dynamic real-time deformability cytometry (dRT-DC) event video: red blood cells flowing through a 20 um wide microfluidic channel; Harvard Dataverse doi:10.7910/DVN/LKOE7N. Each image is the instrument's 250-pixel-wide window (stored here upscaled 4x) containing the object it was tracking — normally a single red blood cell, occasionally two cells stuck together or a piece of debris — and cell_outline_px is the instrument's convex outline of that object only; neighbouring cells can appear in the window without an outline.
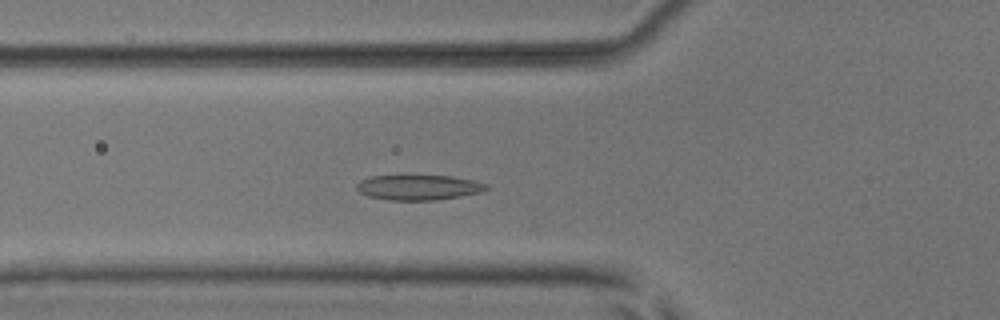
{"species": "common noctule bat (a hibernating species)", "species_latin": "Nyctalus noctula", "temperature_condition": "room temperature", "stored_images_in_passage": 10, "camera_frame_rate_fps": 3000, "um_per_image_px": 0.085, "animal": {"sex": "male", "body_mass_g": 17.9, "forearm_length_mm": 54.2}, "frame": {"image": 1, "passage_image": 3, "time_ms": 0.667, "image_size_px": [1000, 320], "cell_outline_px": [[488, 188], [480, 192], [460, 196], [436, 200], [388, 200], [368, 196], [360, 192], [356, 188], [356, 184], [360, 180], [372, 176], [452, 176], [476, 180], [488, 184]], "centroid_in_image_um": [35.59, 15.93], "position_along_channel_um": 90.2, "area_um2": 18.96}}
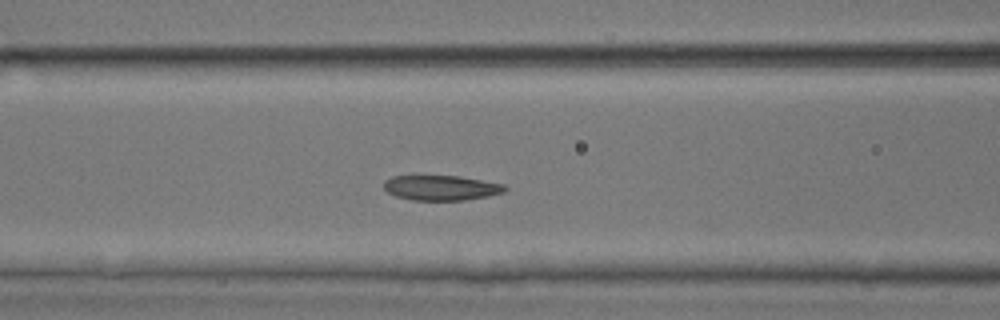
{"frame": {"image": 2, "passage_image": 6, "time_ms": 1.667, "image_size_px": [1000, 320], "cell_outline_px": [[508, 188], [504, 192], [488, 196], [464, 200], [412, 200], [396, 196], [388, 192], [384, 188], [384, 180], [392, 176], [460, 176], [504, 184]], "centroid_in_image_um": [37.51, 15.96], "position_along_channel_um": 129.1, "area_um2": 17.63}}